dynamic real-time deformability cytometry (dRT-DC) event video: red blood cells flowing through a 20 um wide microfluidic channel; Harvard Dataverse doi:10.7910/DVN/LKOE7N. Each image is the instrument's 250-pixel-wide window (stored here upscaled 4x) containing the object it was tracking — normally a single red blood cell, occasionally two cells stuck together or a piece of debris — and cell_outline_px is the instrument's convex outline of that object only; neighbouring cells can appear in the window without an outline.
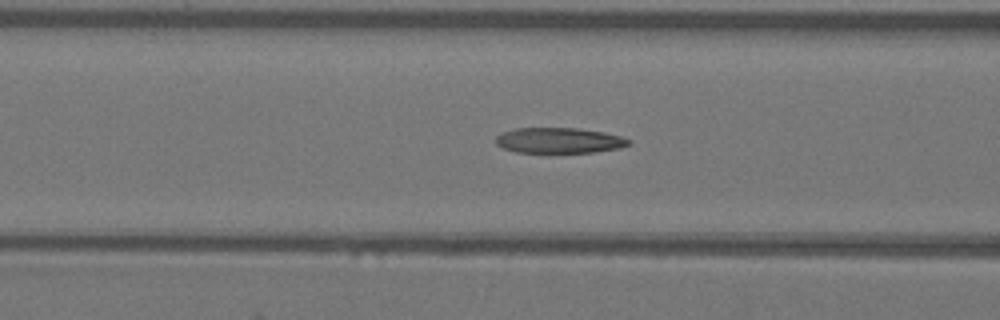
{"species": "Egyptian fruit bat (a non-hibernating species)", "species_latin": "Rousettus aegyptiacus", "temperature_condition": "warm", "stored_images_in_passage": 48, "camera_frame_rate_fps": 3000, "um_per_image_px": 0.085, "animal": {"sex": "female"}, "frame": {"image": 1, "passage_image": 15, "time_ms": 4.667, "image_size_px": [1000, 320], "cell_outline_px": [[632, 140], [628, 144], [620, 148], [592, 152], [516, 152], [504, 148], [496, 144], [496, 136], [500, 132], [512, 128], [576, 128], [604, 132], [620, 136]], "centroid_in_image_um": [47.49, 11.92], "position_along_channel_um": 119.1, "area_um2": 19.71}}
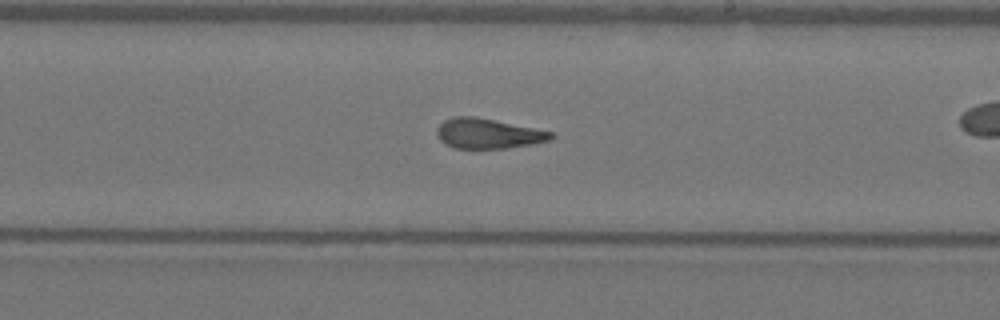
{"frame": {"image": 2, "passage_image": 25, "time_ms": 8.0, "image_size_px": [1000, 320], "cell_outline_px": [[556, 136], [552, 140], [532, 144], [508, 148], [456, 148], [444, 144], [436, 136], [436, 128], [444, 120], [452, 116], [476, 116], [552, 132]], "centroid_in_image_um": [41.46, 11.35], "position_along_channel_um": 247.5, "area_um2": 20.11}}
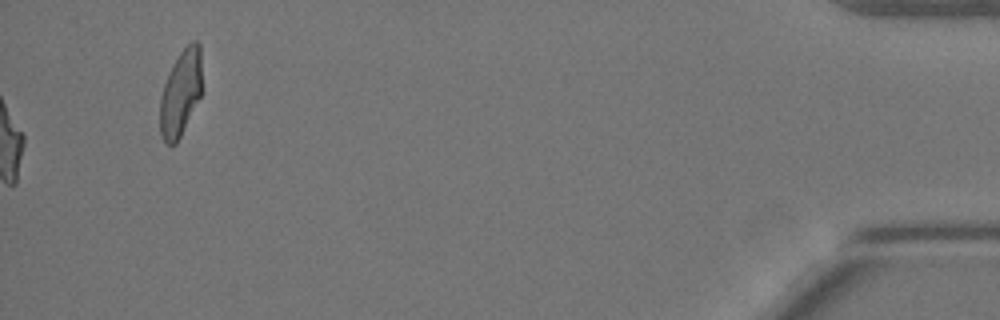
{"frame": {"image": 3, "passage_image": 48, "time_ms": 15.667, "image_size_px": [1000, 320], "cell_outline_px": [[204, 92], [176, 144], [168, 144], [164, 140], [160, 132], [160, 96], [164, 84], [172, 64], [180, 52], [192, 40], [196, 40], [200, 44], [204, 88]], "centroid_in_image_um": [15.41, 7.86], "position_along_channel_um": 419.8, "area_um2": 21.73}, "authors_computed_cell_mechanics": {"area_um2": 20.5479, "velocity_mm_per_s": 3.866, "shape_relaxation_time_tau1_ms": 8.7836, "shape_relaxation_time_tau2_ms": 1.8398, "deformation_change_tau1": 0.279, "deformation_change_tau2": 0.097}}